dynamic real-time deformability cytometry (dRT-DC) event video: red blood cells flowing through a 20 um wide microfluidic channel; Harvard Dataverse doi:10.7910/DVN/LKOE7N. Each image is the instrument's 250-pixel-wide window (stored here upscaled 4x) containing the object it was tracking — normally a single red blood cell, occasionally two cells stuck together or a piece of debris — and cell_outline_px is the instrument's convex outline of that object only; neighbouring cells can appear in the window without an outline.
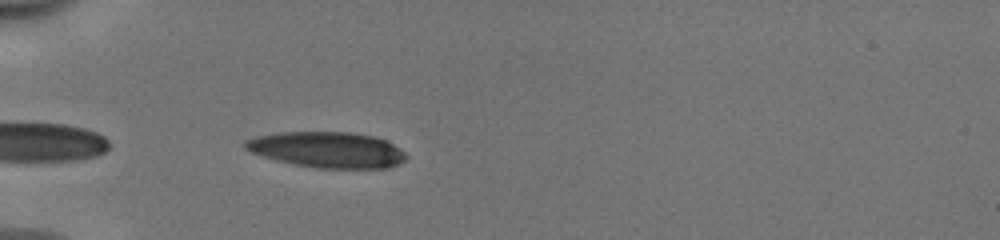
{"species": "human", "species_latin": "Homo sapiens", "temperature_condition": "cold", "stored_images_in_passage": 10, "camera_frame_rate_fps": 3000, "um_per_image_px": 0.085, "donor": {"sex": "male"}, "frame": {"image": 1, "passage_image": 7, "time_ms": 2.0, "image_size_px": [1000, 240], "cell_outline_px": [[408, 156], [404, 160], [388, 168], [320, 168], [292, 164], [276, 160], [252, 152], [244, 148], [244, 140], [256, 136], [280, 132], [352, 132], [372, 136], [384, 140], [400, 148]], "centroid_in_image_um": [27.8, 12.72], "position_along_channel_um": 57.2, "area_um2": 33.47}}
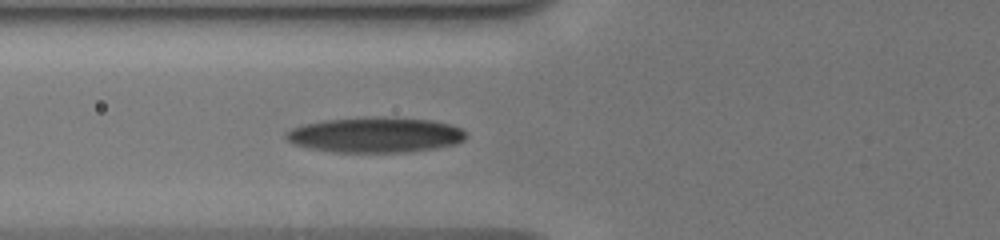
{"frame": {"image": 2, "passage_image": 10, "time_ms": 3.0, "image_size_px": [1000, 240], "cell_outline_px": [[464, 140], [456, 144], [436, 148], [404, 152], [332, 152], [308, 148], [292, 144], [284, 136], [284, 132], [292, 128], [304, 124], [324, 120], [432, 120], [448, 124], [460, 128], [464, 132]], "centroid_in_image_um": [31.84, 11.53], "position_along_channel_um": 94.0, "area_um2": 35.55}}